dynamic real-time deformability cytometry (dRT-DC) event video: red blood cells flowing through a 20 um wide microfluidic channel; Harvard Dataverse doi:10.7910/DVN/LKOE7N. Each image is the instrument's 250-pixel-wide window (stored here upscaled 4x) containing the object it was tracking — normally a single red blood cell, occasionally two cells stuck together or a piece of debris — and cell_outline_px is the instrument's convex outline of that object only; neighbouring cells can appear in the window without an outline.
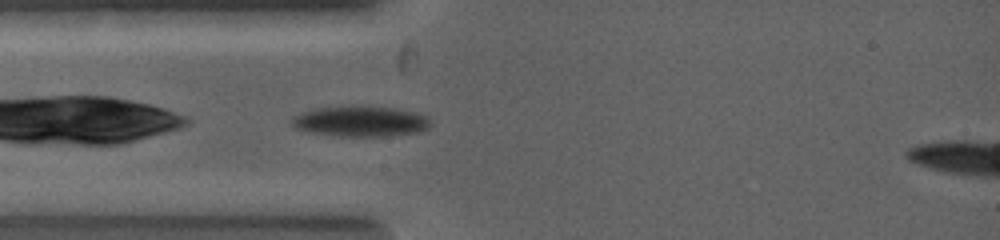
{"species": "common noctule bat (a hibernating species)", "species_latin": "Nyctalus noctula", "temperature_condition": "warm", "stored_images_in_passage": 1, "camera_frame_rate_fps": 5000, "um_per_image_px": 0.085, "animal": {"sex": "female", "body_mass_g": 19.0, "forearm_length_mm": 53.3}, "frame": {"image": 1, "passage_image": 1, "time_ms": 0.0, "image_size_px": [1000, 240], "cell_outline_px": [[432, 124], [428, 128], [420, 132], [384, 136], [332, 136], [308, 132], [296, 128], [288, 120], [292, 116], [316, 108], [352, 104], [392, 108], [412, 112], [428, 116]], "centroid_in_image_um": [30.6, 10.3], "position_along_channel_um": 54.4, "area_um2": 25.2}}